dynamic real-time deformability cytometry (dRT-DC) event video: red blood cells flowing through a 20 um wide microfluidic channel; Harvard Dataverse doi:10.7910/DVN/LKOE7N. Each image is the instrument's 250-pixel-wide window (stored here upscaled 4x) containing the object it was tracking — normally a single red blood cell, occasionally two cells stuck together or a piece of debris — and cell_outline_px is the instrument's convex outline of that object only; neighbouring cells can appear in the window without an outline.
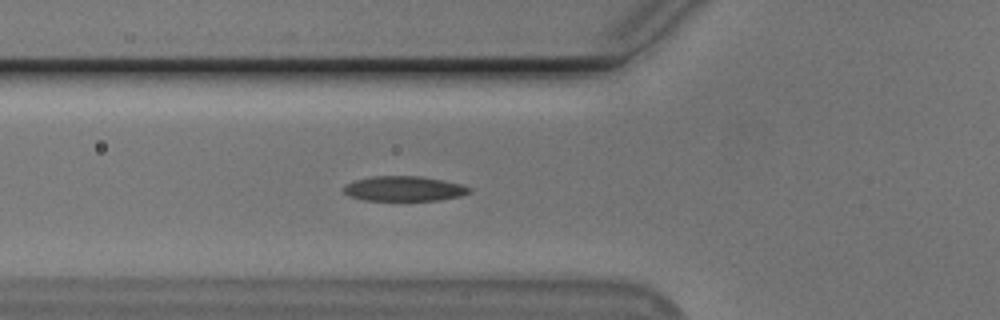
{"species": "Egyptian fruit bat (a non-hibernating species)", "species_latin": "Rousettus aegyptiacus", "temperature_condition": "cold", "stored_images_in_passage": 39, "camera_frame_rate_fps": 3000, "um_per_image_px": 0.085, "animal": {"sex": "male"}, "frame": {"image": 1, "passage_image": 3, "time_ms": 0.667, "image_size_px": [1000, 320], "cell_outline_px": [[472, 192], [460, 196], [440, 200], [364, 200], [348, 196], [344, 192], [344, 184], [356, 180], [372, 176], [424, 176], [464, 184], [472, 188]], "centroid_in_image_um": [34.39, 16.03], "position_along_channel_um": 91.4, "area_um2": 18.5}}
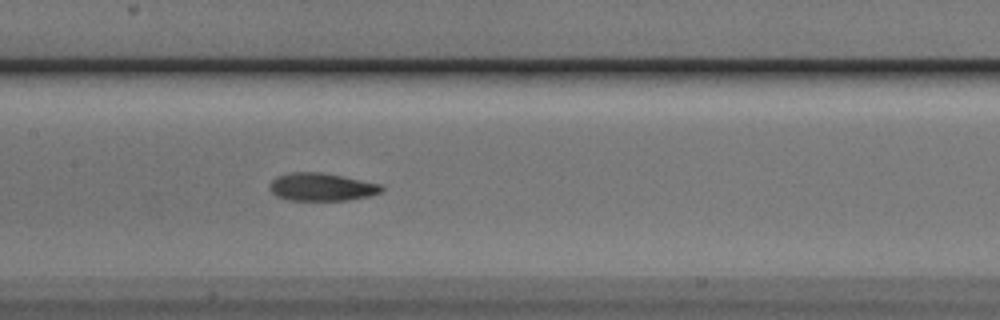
{"frame": {"image": 2, "passage_image": 10, "time_ms": 3.0, "image_size_px": [1000, 320], "cell_outline_px": [[384, 188], [380, 192], [368, 196], [348, 200], [288, 200], [276, 196], [268, 188], [268, 184], [276, 176], [288, 172], [324, 172], [344, 176], [380, 184]], "centroid_in_image_um": [27.28, 15.88], "position_along_channel_um": 180.1, "area_um2": 18.32}}
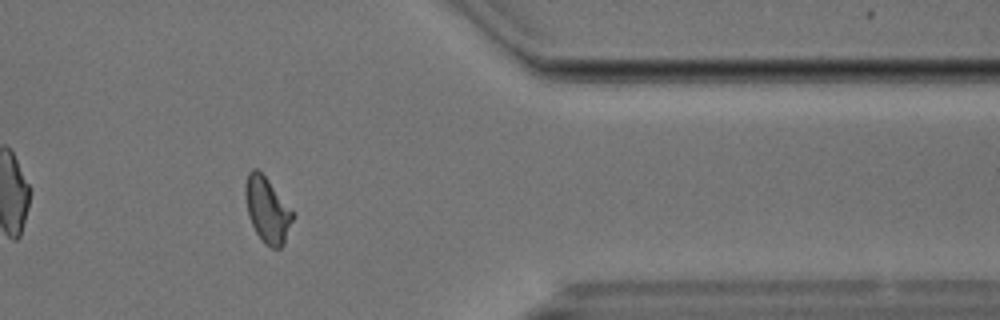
{"frame": {"image": 3, "passage_image": 28, "time_ms": 9.0, "image_size_px": [1000, 320], "cell_outline_px": [[292, 220], [284, 244], [280, 248], [272, 248], [264, 244], [260, 240], [248, 216], [244, 196], [244, 184], [248, 172], [252, 168], [256, 168], [268, 180], [292, 212]], "centroid_in_image_um": [22.66, 17.85], "position_along_channel_um": 388.7, "area_um2": 17.8}, "authors_computed_cell_mechanics": {"area_um2": 18.1492, "velocity_mm_per_s": 3.7734, "shape_relaxation_time_tau1_ms": 3.9172, "shape_relaxation_time_tau2_ms": 2.3874, "deformation_change_tau1": 0.1496, "deformation_change_tau2": 0.0731}}